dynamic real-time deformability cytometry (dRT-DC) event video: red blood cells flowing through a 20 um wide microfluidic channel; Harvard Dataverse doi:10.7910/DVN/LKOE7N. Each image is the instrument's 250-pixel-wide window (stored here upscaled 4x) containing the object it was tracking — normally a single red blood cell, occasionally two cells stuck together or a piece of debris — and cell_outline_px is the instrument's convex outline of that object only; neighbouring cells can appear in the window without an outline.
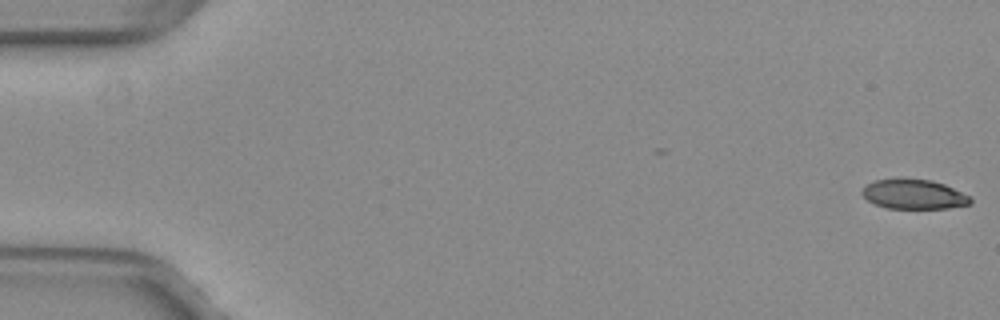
{"species": "common noctule bat (a hibernating species)", "species_latin": "Nyctalus noctula", "temperature_condition": "warm", "stored_images_in_passage": 53, "camera_frame_rate_fps": 3000, "um_per_image_px": 0.085, "animal": {"sex": "female", "body_mass_g": 29.2, "forearm_length_mm": 56.3}, "frame": {"image": 1, "passage_image": 1, "time_ms": 0.0, "image_size_px": [1000, 320], "cell_outline_px": [[972, 204], [948, 208], [888, 208], [876, 204], [868, 200], [860, 192], [868, 184], [876, 180], [896, 176], [904, 176], [932, 180], [944, 184], [968, 196], [972, 200]], "centroid_in_image_um": [77.65, 16.47], "position_along_channel_um": 7.4, "area_um2": 19.02}}
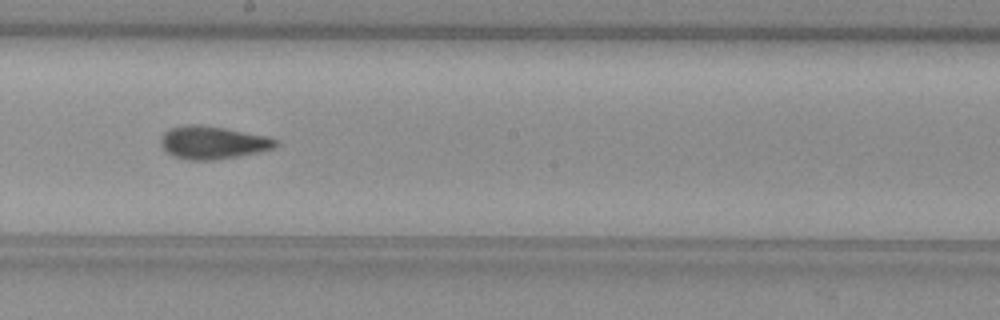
{"frame": {"image": 2, "passage_image": 30, "time_ms": 9.667, "image_size_px": [1000, 320], "cell_outline_px": [[280, 144], [272, 148], [260, 152], [240, 156], [216, 160], [192, 160], [172, 156], [160, 144], [160, 136], [168, 128], [184, 124], [200, 124], [224, 128], [264, 136], [276, 140]], "centroid_in_image_um": [18.03, 12.11], "position_along_channel_um": 230.2, "area_um2": 22.08}}
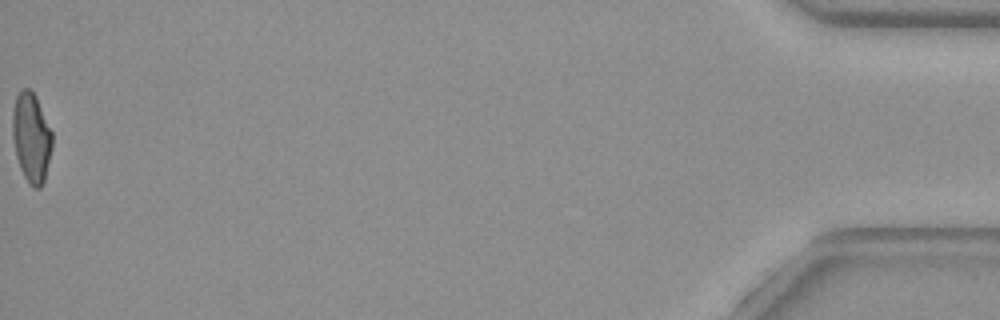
{"frame": {"image": 3, "passage_image": 53, "time_ms": 17.333, "image_size_px": [1000, 320], "cell_outline_px": [[52, 148], [44, 180], [40, 188], [32, 188], [28, 184], [20, 168], [16, 156], [12, 136], [12, 112], [16, 96], [20, 88], [28, 88], [36, 96], [52, 132]], "centroid_in_image_um": [2.65, 11.69], "position_along_channel_um": 432.6, "area_um2": 20.87}, "authors_computed_cell_mechanics": {"area_um2": 21.2126, "velocity_mm_per_s": 4.0001, "shape_relaxation_time_tau1_ms": null, "shape_relaxation_time_tau2_ms": 2.3181, "deformation_change_tau1": null, "deformation_change_tau2": 0.0791}}